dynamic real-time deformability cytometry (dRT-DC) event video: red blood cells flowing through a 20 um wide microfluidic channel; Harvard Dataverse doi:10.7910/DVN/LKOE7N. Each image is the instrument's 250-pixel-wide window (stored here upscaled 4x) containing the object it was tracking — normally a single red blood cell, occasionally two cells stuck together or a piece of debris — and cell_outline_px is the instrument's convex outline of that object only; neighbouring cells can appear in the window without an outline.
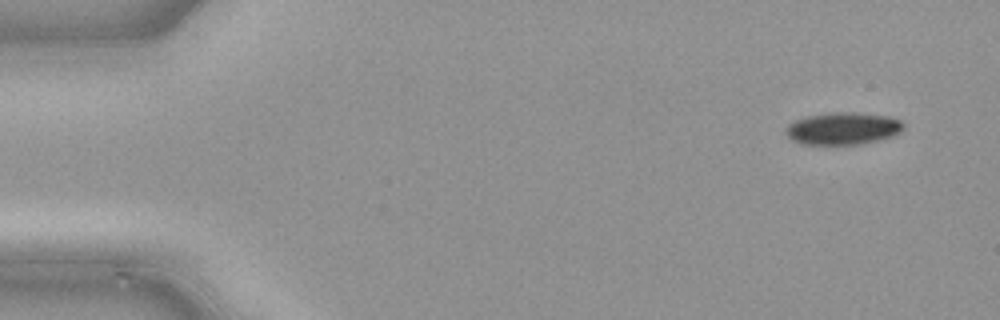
{"species": "common noctule bat (a hibernating species)", "species_latin": "Nyctalus noctula", "temperature_condition": "cold", "stored_images_in_passage": 13, "camera_frame_rate_fps": 3000, "um_per_image_px": 0.085, "animal": {"sex": "male", "body_mass_g": 21.5, "forearm_length_mm": 52.0}, "frame": {"image": 1, "passage_image": 1, "time_ms": 0.0, "image_size_px": [1000, 320], "cell_outline_px": [[904, 128], [900, 132], [892, 136], [880, 140], [860, 144], [800, 144], [792, 140], [784, 132], [784, 128], [788, 124], [804, 116], [832, 112], [856, 112], [888, 116], [900, 120], [904, 124]], "centroid_in_image_um": [71.63, 10.91], "position_along_channel_um": 13.4, "area_um2": 22.37}}
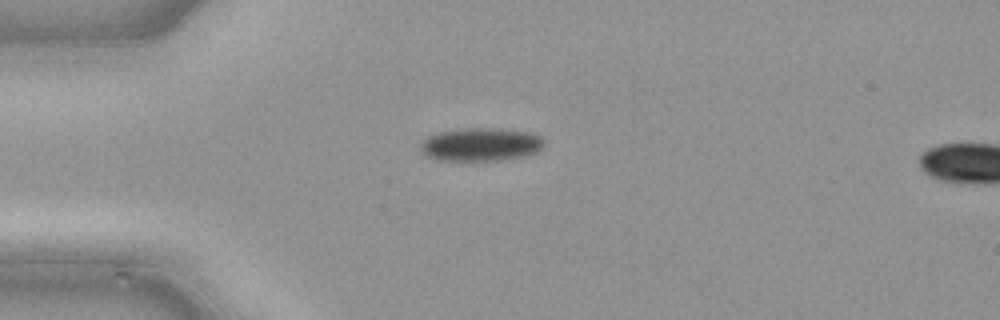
{"frame": {"image": 2, "passage_image": 10, "time_ms": 3.0, "image_size_px": [1000, 320], "cell_outline_px": [[544, 148], [540, 152], [528, 156], [504, 160], [432, 160], [420, 148], [420, 140], [436, 132], [472, 128], [488, 128], [528, 132], [540, 136], [544, 140]], "centroid_in_image_um": [40.89, 12.29], "position_along_channel_um": 44.1, "area_um2": 24.16}}